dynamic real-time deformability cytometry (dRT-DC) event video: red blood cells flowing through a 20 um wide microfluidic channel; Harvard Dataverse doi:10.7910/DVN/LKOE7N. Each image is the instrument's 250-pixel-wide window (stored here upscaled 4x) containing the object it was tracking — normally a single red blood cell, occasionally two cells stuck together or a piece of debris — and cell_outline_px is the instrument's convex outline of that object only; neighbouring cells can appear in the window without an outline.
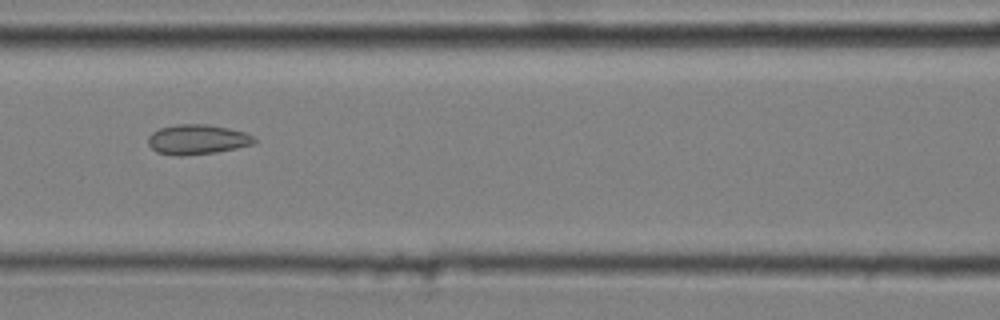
{"species": "common noctule bat (a hibernating species)", "species_latin": "Nyctalus noctula", "temperature_condition": "cold", "stored_images_in_passage": 10, "camera_frame_rate_fps": 3000, "um_per_image_px": 0.085, "animal": {"sex": "male", "body_mass_g": 20.4}, "frame": {"image": 1, "passage_image": 7, "time_ms": 2.0, "image_size_px": [1000, 320], "cell_outline_px": [[256, 140], [252, 144], [236, 148], [216, 152], [184, 156], [176, 156], [156, 152], [148, 144], [148, 136], [152, 132], [160, 128], [176, 124], [208, 124], [228, 128], [244, 132], [252, 136]], "centroid_in_image_um": [16.73, 11.86], "position_along_channel_um": 149.9, "area_um2": 18.5}}
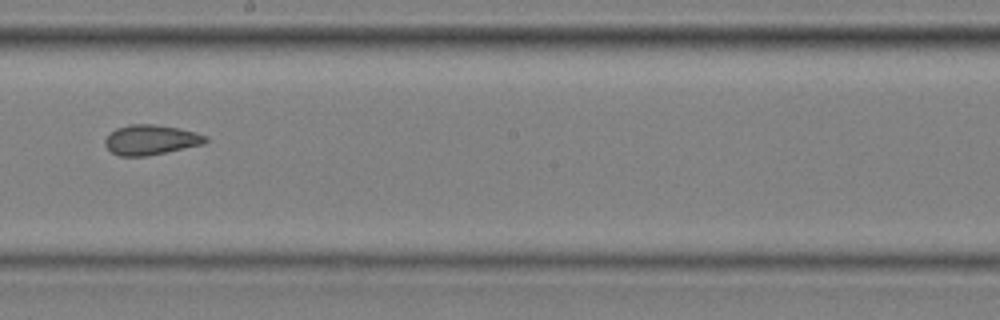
{"frame": {"image": 2, "passage_image": 9, "time_ms": 2.667, "image_size_px": [1000, 320], "cell_outline_px": [[208, 140], [204, 144], [148, 156], [120, 156], [112, 152], [104, 144], [104, 140], [116, 128], [128, 124], [152, 124], [180, 128], [196, 132], [208, 136]], "centroid_in_image_um": [12.85, 11.88], "position_along_channel_um": 235.4, "area_um2": 17.63}}
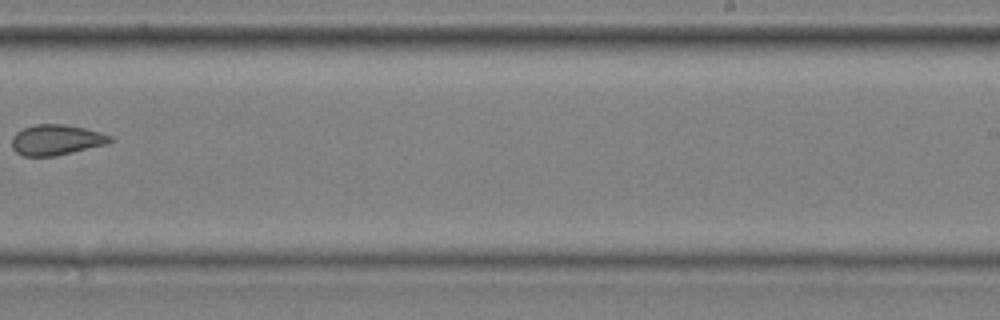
{"frame": {"image": 3, "passage_image": 10, "time_ms": 3.0, "image_size_px": [1000, 320], "cell_outline_px": [[112, 140], [108, 144], [56, 156], [24, 156], [16, 152], [12, 148], [12, 136], [16, 132], [24, 128], [36, 124], [64, 124], [84, 128], [100, 132], [112, 136]], "centroid_in_image_um": [4.78, 11.89], "position_along_channel_um": 284.2, "area_um2": 17.51}}